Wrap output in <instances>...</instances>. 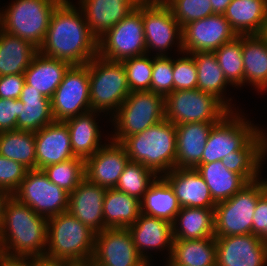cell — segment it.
Returning <instances> with one entry per match:
<instances>
[{"label":"cell","mask_w":267,"mask_h":266,"mask_svg":"<svg viewBox=\"0 0 267 266\" xmlns=\"http://www.w3.org/2000/svg\"><path fill=\"white\" fill-rule=\"evenodd\" d=\"M97 111L88 112L69 118L64 122L68 126L72 152L75 157L86 160L98 151L101 145V135L94 116Z\"/></svg>","instance_id":"29"},{"label":"cell","mask_w":267,"mask_h":266,"mask_svg":"<svg viewBox=\"0 0 267 266\" xmlns=\"http://www.w3.org/2000/svg\"><path fill=\"white\" fill-rule=\"evenodd\" d=\"M48 218L11 196L0 224V251L7 257L45 256Z\"/></svg>","instance_id":"2"},{"label":"cell","mask_w":267,"mask_h":266,"mask_svg":"<svg viewBox=\"0 0 267 266\" xmlns=\"http://www.w3.org/2000/svg\"><path fill=\"white\" fill-rule=\"evenodd\" d=\"M97 266H150L137 252L128 228H105L95 235Z\"/></svg>","instance_id":"15"},{"label":"cell","mask_w":267,"mask_h":266,"mask_svg":"<svg viewBox=\"0 0 267 266\" xmlns=\"http://www.w3.org/2000/svg\"><path fill=\"white\" fill-rule=\"evenodd\" d=\"M165 119L183 123H218L230 111L213 95L199 89L175 90L164 98Z\"/></svg>","instance_id":"9"},{"label":"cell","mask_w":267,"mask_h":266,"mask_svg":"<svg viewBox=\"0 0 267 266\" xmlns=\"http://www.w3.org/2000/svg\"><path fill=\"white\" fill-rule=\"evenodd\" d=\"M223 15L237 35H259L267 24V0H232Z\"/></svg>","instance_id":"27"},{"label":"cell","mask_w":267,"mask_h":266,"mask_svg":"<svg viewBox=\"0 0 267 266\" xmlns=\"http://www.w3.org/2000/svg\"><path fill=\"white\" fill-rule=\"evenodd\" d=\"M234 112L227 113L212 127L200 164L222 160L229 153L240 150L260 130Z\"/></svg>","instance_id":"13"},{"label":"cell","mask_w":267,"mask_h":266,"mask_svg":"<svg viewBox=\"0 0 267 266\" xmlns=\"http://www.w3.org/2000/svg\"><path fill=\"white\" fill-rule=\"evenodd\" d=\"M157 175L141 163L129 161L115 189L141 200Z\"/></svg>","instance_id":"41"},{"label":"cell","mask_w":267,"mask_h":266,"mask_svg":"<svg viewBox=\"0 0 267 266\" xmlns=\"http://www.w3.org/2000/svg\"><path fill=\"white\" fill-rule=\"evenodd\" d=\"M217 123H183L176 128L175 168H196L200 165L205 145L212 127Z\"/></svg>","instance_id":"24"},{"label":"cell","mask_w":267,"mask_h":266,"mask_svg":"<svg viewBox=\"0 0 267 266\" xmlns=\"http://www.w3.org/2000/svg\"><path fill=\"white\" fill-rule=\"evenodd\" d=\"M181 28L186 24L213 15L211 0H165Z\"/></svg>","instance_id":"43"},{"label":"cell","mask_w":267,"mask_h":266,"mask_svg":"<svg viewBox=\"0 0 267 266\" xmlns=\"http://www.w3.org/2000/svg\"><path fill=\"white\" fill-rule=\"evenodd\" d=\"M125 68L127 83L132 91H150L153 58L148 54L135 56L122 61Z\"/></svg>","instance_id":"42"},{"label":"cell","mask_w":267,"mask_h":266,"mask_svg":"<svg viewBox=\"0 0 267 266\" xmlns=\"http://www.w3.org/2000/svg\"><path fill=\"white\" fill-rule=\"evenodd\" d=\"M121 144L131 162L141 163L157 176L175 168L176 128L167 119L150 126L143 132L126 137Z\"/></svg>","instance_id":"3"},{"label":"cell","mask_w":267,"mask_h":266,"mask_svg":"<svg viewBox=\"0 0 267 266\" xmlns=\"http://www.w3.org/2000/svg\"><path fill=\"white\" fill-rule=\"evenodd\" d=\"M237 36L224 15L213 14L182 28L183 53L213 52Z\"/></svg>","instance_id":"16"},{"label":"cell","mask_w":267,"mask_h":266,"mask_svg":"<svg viewBox=\"0 0 267 266\" xmlns=\"http://www.w3.org/2000/svg\"><path fill=\"white\" fill-rule=\"evenodd\" d=\"M213 52L228 83L241 87L244 84L242 35H238Z\"/></svg>","instance_id":"39"},{"label":"cell","mask_w":267,"mask_h":266,"mask_svg":"<svg viewBox=\"0 0 267 266\" xmlns=\"http://www.w3.org/2000/svg\"><path fill=\"white\" fill-rule=\"evenodd\" d=\"M264 243L267 244V228L259 235Z\"/></svg>","instance_id":"56"},{"label":"cell","mask_w":267,"mask_h":266,"mask_svg":"<svg viewBox=\"0 0 267 266\" xmlns=\"http://www.w3.org/2000/svg\"><path fill=\"white\" fill-rule=\"evenodd\" d=\"M139 2H164L165 0H138Z\"/></svg>","instance_id":"57"},{"label":"cell","mask_w":267,"mask_h":266,"mask_svg":"<svg viewBox=\"0 0 267 266\" xmlns=\"http://www.w3.org/2000/svg\"><path fill=\"white\" fill-rule=\"evenodd\" d=\"M259 35L263 38L267 45V24L264 26Z\"/></svg>","instance_id":"55"},{"label":"cell","mask_w":267,"mask_h":266,"mask_svg":"<svg viewBox=\"0 0 267 266\" xmlns=\"http://www.w3.org/2000/svg\"><path fill=\"white\" fill-rule=\"evenodd\" d=\"M24 84V74L0 76V98L19 99Z\"/></svg>","instance_id":"48"},{"label":"cell","mask_w":267,"mask_h":266,"mask_svg":"<svg viewBox=\"0 0 267 266\" xmlns=\"http://www.w3.org/2000/svg\"><path fill=\"white\" fill-rule=\"evenodd\" d=\"M138 0H79V8L92 35L99 40L133 11Z\"/></svg>","instance_id":"20"},{"label":"cell","mask_w":267,"mask_h":266,"mask_svg":"<svg viewBox=\"0 0 267 266\" xmlns=\"http://www.w3.org/2000/svg\"><path fill=\"white\" fill-rule=\"evenodd\" d=\"M153 58L150 91L165 98L174 91L173 59L168 55Z\"/></svg>","instance_id":"44"},{"label":"cell","mask_w":267,"mask_h":266,"mask_svg":"<svg viewBox=\"0 0 267 266\" xmlns=\"http://www.w3.org/2000/svg\"><path fill=\"white\" fill-rule=\"evenodd\" d=\"M214 222V209L181 207L172 223L173 239L193 240L215 237Z\"/></svg>","instance_id":"33"},{"label":"cell","mask_w":267,"mask_h":266,"mask_svg":"<svg viewBox=\"0 0 267 266\" xmlns=\"http://www.w3.org/2000/svg\"><path fill=\"white\" fill-rule=\"evenodd\" d=\"M0 266H36L35 257L22 258V257H7L1 255Z\"/></svg>","instance_id":"50"},{"label":"cell","mask_w":267,"mask_h":266,"mask_svg":"<svg viewBox=\"0 0 267 266\" xmlns=\"http://www.w3.org/2000/svg\"><path fill=\"white\" fill-rule=\"evenodd\" d=\"M186 57L173 59V79L175 90L197 89V69L194 58L191 54Z\"/></svg>","instance_id":"45"},{"label":"cell","mask_w":267,"mask_h":266,"mask_svg":"<svg viewBox=\"0 0 267 266\" xmlns=\"http://www.w3.org/2000/svg\"><path fill=\"white\" fill-rule=\"evenodd\" d=\"M89 68L90 105L97 112L114 114L130 94L123 63L97 55L87 64Z\"/></svg>","instance_id":"6"},{"label":"cell","mask_w":267,"mask_h":266,"mask_svg":"<svg viewBox=\"0 0 267 266\" xmlns=\"http://www.w3.org/2000/svg\"><path fill=\"white\" fill-rule=\"evenodd\" d=\"M54 121L51 99L24 84L19 97L17 130L36 132Z\"/></svg>","instance_id":"28"},{"label":"cell","mask_w":267,"mask_h":266,"mask_svg":"<svg viewBox=\"0 0 267 266\" xmlns=\"http://www.w3.org/2000/svg\"><path fill=\"white\" fill-rule=\"evenodd\" d=\"M36 169L75 158L68 126L64 121H54L34 132Z\"/></svg>","instance_id":"19"},{"label":"cell","mask_w":267,"mask_h":266,"mask_svg":"<svg viewBox=\"0 0 267 266\" xmlns=\"http://www.w3.org/2000/svg\"><path fill=\"white\" fill-rule=\"evenodd\" d=\"M267 190V181L256 180L245 185L228 200L214 208V235L224 237L252 233L253 215L258 198Z\"/></svg>","instance_id":"7"},{"label":"cell","mask_w":267,"mask_h":266,"mask_svg":"<svg viewBox=\"0 0 267 266\" xmlns=\"http://www.w3.org/2000/svg\"><path fill=\"white\" fill-rule=\"evenodd\" d=\"M63 0L53 11L38 51L48 57L85 65L98 55V40L92 35L80 8Z\"/></svg>","instance_id":"1"},{"label":"cell","mask_w":267,"mask_h":266,"mask_svg":"<svg viewBox=\"0 0 267 266\" xmlns=\"http://www.w3.org/2000/svg\"><path fill=\"white\" fill-rule=\"evenodd\" d=\"M19 99L0 98V133L17 130Z\"/></svg>","instance_id":"47"},{"label":"cell","mask_w":267,"mask_h":266,"mask_svg":"<svg viewBox=\"0 0 267 266\" xmlns=\"http://www.w3.org/2000/svg\"><path fill=\"white\" fill-rule=\"evenodd\" d=\"M267 228V190L258 198L252 224V234L259 236Z\"/></svg>","instance_id":"49"},{"label":"cell","mask_w":267,"mask_h":266,"mask_svg":"<svg viewBox=\"0 0 267 266\" xmlns=\"http://www.w3.org/2000/svg\"><path fill=\"white\" fill-rule=\"evenodd\" d=\"M266 136L260 129L240 150L223 157L222 164L229 171L240 174L248 183L258 180L262 158L267 153Z\"/></svg>","instance_id":"26"},{"label":"cell","mask_w":267,"mask_h":266,"mask_svg":"<svg viewBox=\"0 0 267 266\" xmlns=\"http://www.w3.org/2000/svg\"><path fill=\"white\" fill-rule=\"evenodd\" d=\"M140 215V200L115 188L107 189L103 200L106 228H128Z\"/></svg>","instance_id":"36"},{"label":"cell","mask_w":267,"mask_h":266,"mask_svg":"<svg viewBox=\"0 0 267 266\" xmlns=\"http://www.w3.org/2000/svg\"><path fill=\"white\" fill-rule=\"evenodd\" d=\"M216 266H266L267 244L252 233L215 237Z\"/></svg>","instance_id":"17"},{"label":"cell","mask_w":267,"mask_h":266,"mask_svg":"<svg viewBox=\"0 0 267 266\" xmlns=\"http://www.w3.org/2000/svg\"><path fill=\"white\" fill-rule=\"evenodd\" d=\"M11 196H12V194L10 192L0 188V224H1L2 219H3L6 204H7L8 200L11 198Z\"/></svg>","instance_id":"53"},{"label":"cell","mask_w":267,"mask_h":266,"mask_svg":"<svg viewBox=\"0 0 267 266\" xmlns=\"http://www.w3.org/2000/svg\"><path fill=\"white\" fill-rule=\"evenodd\" d=\"M96 233L68 211L48 218L45 256L82 261L92 259Z\"/></svg>","instance_id":"4"},{"label":"cell","mask_w":267,"mask_h":266,"mask_svg":"<svg viewBox=\"0 0 267 266\" xmlns=\"http://www.w3.org/2000/svg\"><path fill=\"white\" fill-rule=\"evenodd\" d=\"M195 169L206 182L215 203L228 200L248 184L240 174L229 171L221 160L200 164Z\"/></svg>","instance_id":"32"},{"label":"cell","mask_w":267,"mask_h":266,"mask_svg":"<svg viewBox=\"0 0 267 266\" xmlns=\"http://www.w3.org/2000/svg\"><path fill=\"white\" fill-rule=\"evenodd\" d=\"M232 0H211L214 14H224Z\"/></svg>","instance_id":"52"},{"label":"cell","mask_w":267,"mask_h":266,"mask_svg":"<svg viewBox=\"0 0 267 266\" xmlns=\"http://www.w3.org/2000/svg\"><path fill=\"white\" fill-rule=\"evenodd\" d=\"M142 2L98 40V55L111 61L146 54Z\"/></svg>","instance_id":"10"},{"label":"cell","mask_w":267,"mask_h":266,"mask_svg":"<svg viewBox=\"0 0 267 266\" xmlns=\"http://www.w3.org/2000/svg\"><path fill=\"white\" fill-rule=\"evenodd\" d=\"M105 188L86 178L69 194L68 212L96 234L106 227L103 218Z\"/></svg>","instance_id":"21"},{"label":"cell","mask_w":267,"mask_h":266,"mask_svg":"<svg viewBox=\"0 0 267 266\" xmlns=\"http://www.w3.org/2000/svg\"><path fill=\"white\" fill-rule=\"evenodd\" d=\"M215 237L173 240L166 266H216Z\"/></svg>","instance_id":"34"},{"label":"cell","mask_w":267,"mask_h":266,"mask_svg":"<svg viewBox=\"0 0 267 266\" xmlns=\"http://www.w3.org/2000/svg\"><path fill=\"white\" fill-rule=\"evenodd\" d=\"M36 266H67V260H58L46 256L35 257Z\"/></svg>","instance_id":"51"},{"label":"cell","mask_w":267,"mask_h":266,"mask_svg":"<svg viewBox=\"0 0 267 266\" xmlns=\"http://www.w3.org/2000/svg\"><path fill=\"white\" fill-rule=\"evenodd\" d=\"M164 97L151 91H132L112 115L115 134L111 137L122 142L126 137L143 132L165 119ZM117 128V129H116Z\"/></svg>","instance_id":"8"},{"label":"cell","mask_w":267,"mask_h":266,"mask_svg":"<svg viewBox=\"0 0 267 266\" xmlns=\"http://www.w3.org/2000/svg\"><path fill=\"white\" fill-rule=\"evenodd\" d=\"M42 170L51 182L70 194L85 179V160L75 157Z\"/></svg>","instance_id":"40"},{"label":"cell","mask_w":267,"mask_h":266,"mask_svg":"<svg viewBox=\"0 0 267 266\" xmlns=\"http://www.w3.org/2000/svg\"><path fill=\"white\" fill-rule=\"evenodd\" d=\"M161 176L173 189L181 207L215 208L210 190L195 168H174Z\"/></svg>","instance_id":"22"},{"label":"cell","mask_w":267,"mask_h":266,"mask_svg":"<svg viewBox=\"0 0 267 266\" xmlns=\"http://www.w3.org/2000/svg\"><path fill=\"white\" fill-rule=\"evenodd\" d=\"M38 48L0 28V76L23 74Z\"/></svg>","instance_id":"31"},{"label":"cell","mask_w":267,"mask_h":266,"mask_svg":"<svg viewBox=\"0 0 267 266\" xmlns=\"http://www.w3.org/2000/svg\"><path fill=\"white\" fill-rule=\"evenodd\" d=\"M71 66L66 61L45 56L38 51L23 73L25 84L51 99Z\"/></svg>","instance_id":"25"},{"label":"cell","mask_w":267,"mask_h":266,"mask_svg":"<svg viewBox=\"0 0 267 266\" xmlns=\"http://www.w3.org/2000/svg\"><path fill=\"white\" fill-rule=\"evenodd\" d=\"M129 161L124 146L112 140L85 160V178L105 189L115 188Z\"/></svg>","instance_id":"18"},{"label":"cell","mask_w":267,"mask_h":266,"mask_svg":"<svg viewBox=\"0 0 267 266\" xmlns=\"http://www.w3.org/2000/svg\"><path fill=\"white\" fill-rule=\"evenodd\" d=\"M27 170L21 163L0 155V188L13 194L24 179Z\"/></svg>","instance_id":"46"},{"label":"cell","mask_w":267,"mask_h":266,"mask_svg":"<svg viewBox=\"0 0 267 266\" xmlns=\"http://www.w3.org/2000/svg\"><path fill=\"white\" fill-rule=\"evenodd\" d=\"M55 121H65L91 110L89 68L72 65L51 98Z\"/></svg>","instance_id":"12"},{"label":"cell","mask_w":267,"mask_h":266,"mask_svg":"<svg viewBox=\"0 0 267 266\" xmlns=\"http://www.w3.org/2000/svg\"><path fill=\"white\" fill-rule=\"evenodd\" d=\"M0 155L21 163L28 170L36 169L34 132L23 130L1 132Z\"/></svg>","instance_id":"38"},{"label":"cell","mask_w":267,"mask_h":266,"mask_svg":"<svg viewBox=\"0 0 267 266\" xmlns=\"http://www.w3.org/2000/svg\"><path fill=\"white\" fill-rule=\"evenodd\" d=\"M67 266H97L92 260H82V261H67Z\"/></svg>","instance_id":"54"},{"label":"cell","mask_w":267,"mask_h":266,"mask_svg":"<svg viewBox=\"0 0 267 266\" xmlns=\"http://www.w3.org/2000/svg\"><path fill=\"white\" fill-rule=\"evenodd\" d=\"M181 210L176 195L169 183L157 176L140 200V213L173 223Z\"/></svg>","instance_id":"30"},{"label":"cell","mask_w":267,"mask_h":266,"mask_svg":"<svg viewBox=\"0 0 267 266\" xmlns=\"http://www.w3.org/2000/svg\"><path fill=\"white\" fill-rule=\"evenodd\" d=\"M197 69V89L216 97L229 111H232L228 100H224L223 92L227 86L222 69L220 68L214 52L190 53Z\"/></svg>","instance_id":"37"},{"label":"cell","mask_w":267,"mask_h":266,"mask_svg":"<svg viewBox=\"0 0 267 266\" xmlns=\"http://www.w3.org/2000/svg\"><path fill=\"white\" fill-rule=\"evenodd\" d=\"M244 83L267 89V45L260 35H242Z\"/></svg>","instance_id":"35"},{"label":"cell","mask_w":267,"mask_h":266,"mask_svg":"<svg viewBox=\"0 0 267 266\" xmlns=\"http://www.w3.org/2000/svg\"><path fill=\"white\" fill-rule=\"evenodd\" d=\"M12 196L46 218L68 210L69 193L51 182L40 169L27 170Z\"/></svg>","instance_id":"11"},{"label":"cell","mask_w":267,"mask_h":266,"mask_svg":"<svg viewBox=\"0 0 267 266\" xmlns=\"http://www.w3.org/2000/svg\"><path fill=\"white\" fill-rule=\"evenodd\" d=\"M63 0H15L0 12V28L39 48L55 8Z\"/></svg>","instance_id":"5"},{"label":"cell","mask_w":267,"mask_h":266,"mask_svg":"<svg viewBox=\"0 0 267 266\" xmlns=\"http://www.w3.org/2000/svg\"><path fill=\"white\" fill-rule=\"evenodd\" d=\"M138 254L148 263L147 249H166L171 254L173 245L172 223L167 220L140 213L133 225L128 227ZM166 247V248H165Z\"/></svg>","instance_id":"23"},{"label":"cell","mask_w":267,"mask_h":266,"mask_svg":"<svg viewBox=\"0 0 267 266\" xmlns=\"http://www.w3.org/2000/svg\"><path fill=\"white\" fill-rule=\"evenodd\" d=\"M142 19L147 53L154 49L157 56H165L175 39L183 52L182 28L164 2H142Z\"/></svg>","instance_id":"14"}]
</instances>
